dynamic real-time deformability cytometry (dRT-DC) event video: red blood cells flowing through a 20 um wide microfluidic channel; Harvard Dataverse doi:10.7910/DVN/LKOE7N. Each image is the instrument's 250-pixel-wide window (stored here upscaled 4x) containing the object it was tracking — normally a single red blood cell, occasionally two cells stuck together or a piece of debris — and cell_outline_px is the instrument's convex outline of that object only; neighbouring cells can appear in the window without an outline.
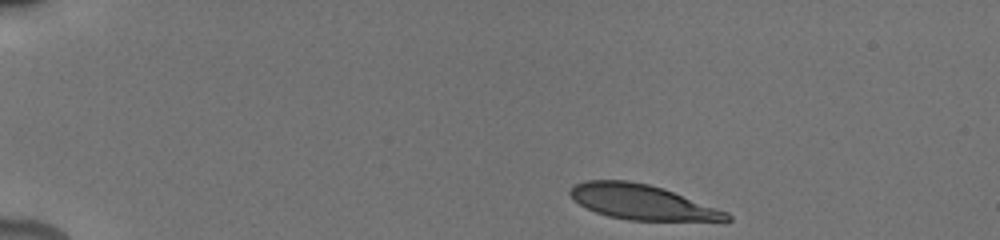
{"species": "human", "species_latin": "Homo sapiens", "temperature_condition": "cold", "stored_images_in_passage": 11, "camera_frame_rate_fps": 3000, "um_per_image_px": 0.085, "donor": {"sex": "male"}, "frame": {"image": 1, "passage_image": 1, "time_ms": 0.0, "image_size_px": [1000, 240], "cell_outline_px": [[732, 220], [628, 220], [608, 216], [596, 212], [572, 200], [568, 192], [576, 184], [584, 180], [628, 180], [648, 184], [672, 192], [728, 212], [732, 216]], "centroid_in_image_um": [54.5, 17.17], "position_along_channel_um": 30.5, "area_um2": 31.33}}
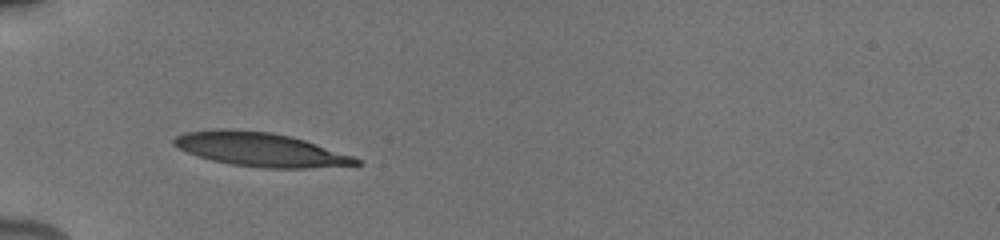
{"frame": {"image": 2, "passage_image": 7, "time_ms": 3.0, "image_size_px": [1000, 240], "cell_outline_px": [[364, 164], [308, 168], [264, 168], [232, 164], [212, 160], [188, 152], [172, 144], [172, 140], [176, 136], [184, 132], [220, 128], [228, 128], [272, 132], [304, 140], [352, 156], [360, 160]], "centroid_in_image_um": [22.1, 12.69], "position_along_channel_um": 62.9, "area_um2": 35.66}}
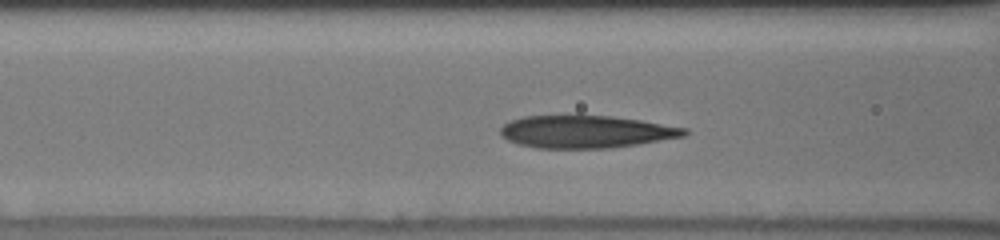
{"frame": {"image": 3, "passage_image": 11, "time_ms": 4.667, "image_size_px": [1000, 240], "cell_outline_px": [[688, 132], [684, 136], [636, 144], [608, 148], [536, 148], [516, 144], [500, 136], [500, 128], [504, 124], [512, 120], [524, 116], [576, 112], [612, 116], [640, 120], [688, 128]], "centroid_in_image_um": [49.73, 11.15], "position_along_channel_um": 116.9, "area_um2": 35.95}}